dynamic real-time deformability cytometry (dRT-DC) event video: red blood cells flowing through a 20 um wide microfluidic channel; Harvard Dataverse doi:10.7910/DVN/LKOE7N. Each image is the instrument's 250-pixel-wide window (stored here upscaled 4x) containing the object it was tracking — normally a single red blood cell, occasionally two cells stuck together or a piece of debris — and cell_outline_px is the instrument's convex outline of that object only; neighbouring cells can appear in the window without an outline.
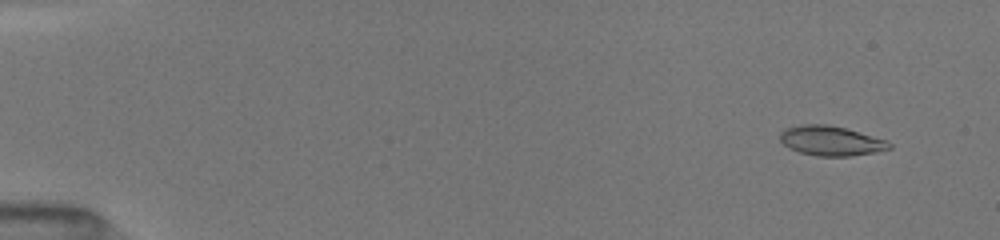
{"species": "common noctule bat (a hibernating species)", "species_latin": "Nyctalus noctula", "temperature_condition": "room temperature", "stored_images_in_passage": 28, "camera_frame_rate_fps": 3000, "um_per_image_px": 0.085, "animal": {"sex": "female", "body_mass_g": 19.5, "forearm_length_mm": 54.1}, "frame": {"image": 1, "passage_image": 4, "time_ms": 1.0, "image_size_px": [1000, 240], "cell_outline_px": [[892, 148], [872, 152], [848, 156], [816, 156], [800, 152], [784, 144], [780, 140], [780, 132], [784, 128], [800, 124], [828, 124], [844, 128], [888, 140], [892, 144]], "centroid_in_image_um": [70.62, 11.95], "position_along_channel_um": 14.4, "area_um2": 18.79}}
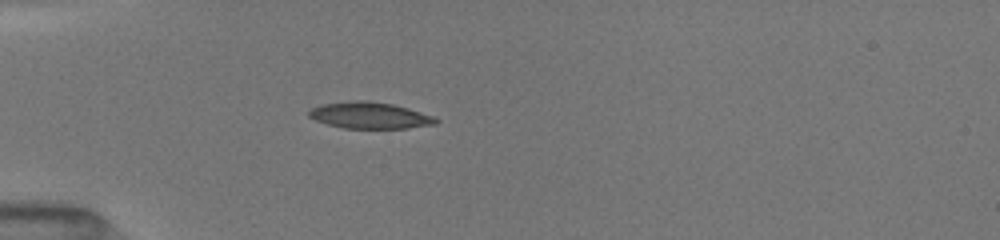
{"frame": {"image": 2, "passage_image": 16, "time_ms": 5.0, "image_size_px": [1000, 240], "cell_outline_px": [[440, 120], [436, 124], [408, 128], [344, 128], [328, 124], [316, 120], [308, 116], [308, 112], [312, 108], [320, 104], [356, 100], [368, 100], [392, 104], [408, 108], [432, 116]], "centroid_in_image_um": [31.42, 9.8], "position_along_channel_um": 53.6, "area_um2": 19.48}}
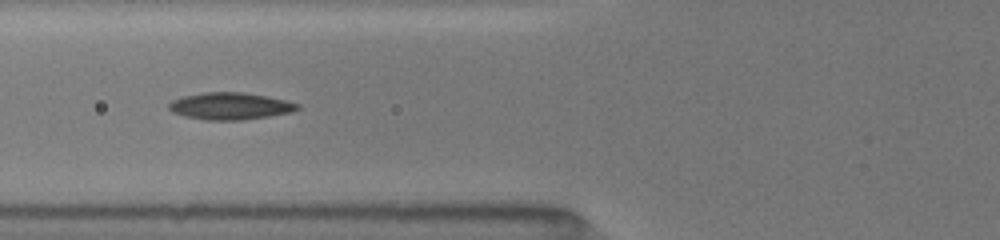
{"frame": {"image": 3, "passage_image": 21, "time_ms": 6.667, "image_size_px": [1000, 240], "cell_outline_px": [[300, 108], [292, 112], [268, 116], [240, 120], [204, 120], [184, 116], [172, 112], [168, 108], [168, 104], [172, 100], [180, 96], [204, 92], [244, 92], [284, 100], [300, 104]], "centroid_in_image_um": [19.51, 9.01], "position_along_channel_um": 106.3, "area_um2": 20.29}}